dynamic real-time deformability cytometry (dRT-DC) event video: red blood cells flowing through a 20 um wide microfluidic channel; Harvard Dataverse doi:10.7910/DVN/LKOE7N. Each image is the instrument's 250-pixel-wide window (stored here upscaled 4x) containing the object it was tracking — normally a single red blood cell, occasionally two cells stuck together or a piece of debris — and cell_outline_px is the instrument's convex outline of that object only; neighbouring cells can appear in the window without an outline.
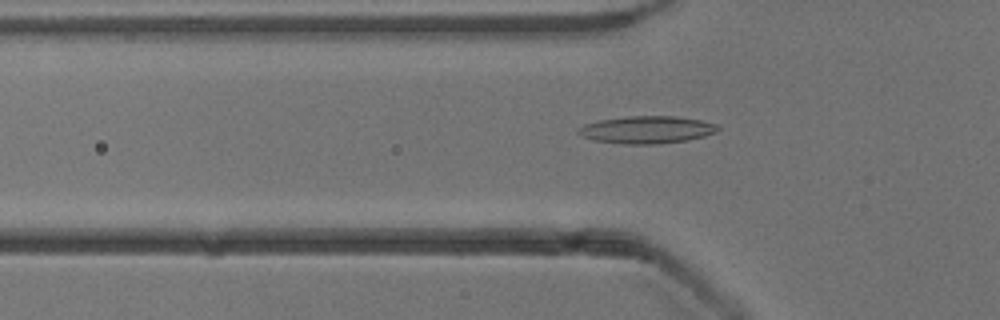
{"species": "common noctule bat (a hibernating species)", "species_latin": "Nyctalus noctula", "temperature_condition": "cold", "stored_images_in_passage": 52, "camera_frame_rate_fps": 3000, "um_per_image_px": 0.085, "animal": {"sex": "male", "body_mass_g": 13.3}, "frame": {"image": 1, "passage_image": 17, "time_ms": 5.333, "image_size_px": [1000, 320], "cell_outline_px": [[720, 128], [716, 132], [704, 136], [688, 140], [656, 144], [624, 144], [596, 140], [584, 136], [576, 132], [576, 128], [584, 124], [600, 120], [628, 116], [676, 116], [700, 120], [716, 124]], "centroid_in_image_um": [54.98, 11.02], "position_along_channel_um": 70.8, "area_um2": 22.2}}
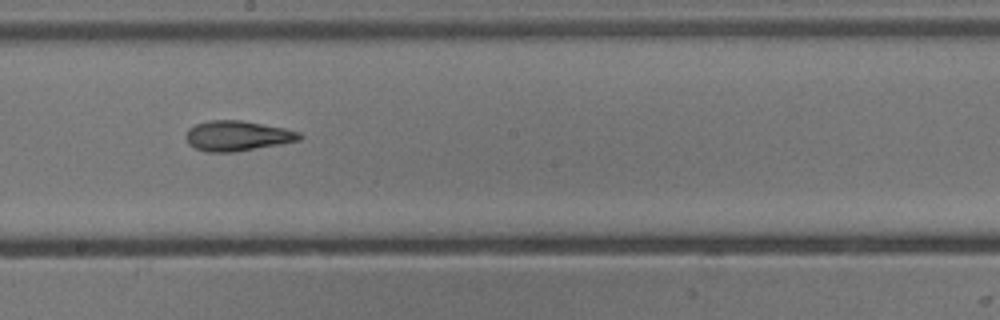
{"frame": {"image": 2, "passage_image": 29, "time_ms": 9.333, "image_size_px": [1000, 320], "cell_outline_px": [[304, 136], [300, 140], [280, 144], [236, 152], [208, 152], [196, 148], [188, 144], [184, 136], [188, 128], [196, 124], [212, 120], [244, 120], [284, 128], [300, 132]], "centroid_in_image_um": [20.17, 11.54], "position_along_channel_um": 228.0, "area_um2": 20.11}}
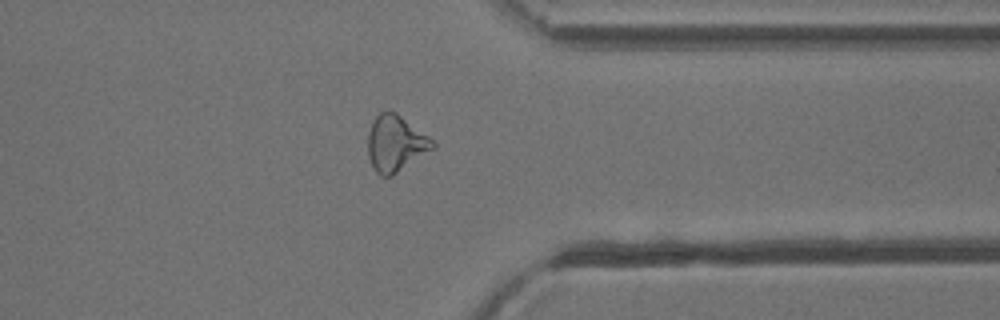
{"frame": {"image": 3, "passage_image": 41, "time_ms": 13.333, "image_size_px": [1000, 320], "cell_outline_px": [[436, 148], [392, 176], [380, 176], [376, 172], [368, 156], [368, 132], [372, 120], [380, 112], [396, 112], [428, 136], [436, 144]], "centroid_in_image_um": [33.63, 12.21], "position_along_channel_um": 377.8, "area_um2": 21.21}, "authors_computed_cell_mechanics": {"area_um2": 20.1144, "velocity_mm_per_s": 3.8929, "shape_relaxation_time_tau1_ms": 5.9951, "shape_relaxation_time_tau2_ms": 2.4476, "deformation_change_tau1": 0.1935, "deformation_change_tau2": 0.118}}